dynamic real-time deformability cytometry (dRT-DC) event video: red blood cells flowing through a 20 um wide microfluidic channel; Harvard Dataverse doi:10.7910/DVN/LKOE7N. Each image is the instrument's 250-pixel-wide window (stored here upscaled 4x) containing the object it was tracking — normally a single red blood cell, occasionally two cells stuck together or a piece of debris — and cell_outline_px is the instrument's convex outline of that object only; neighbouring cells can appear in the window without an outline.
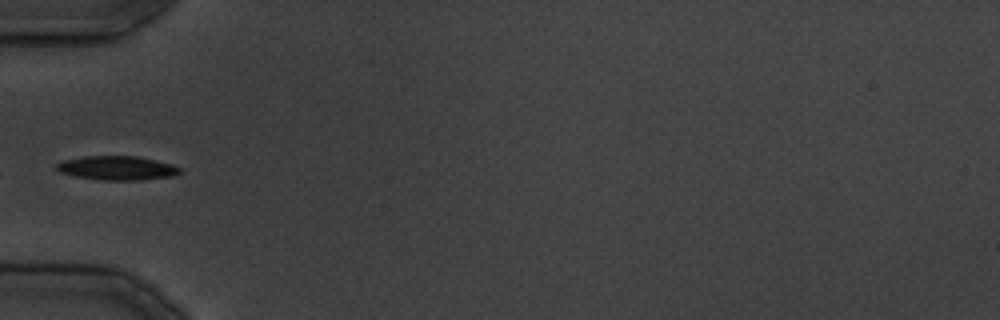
{"species": "common noctule bat (a hibernating species)", "species_latin": "Nyctalus noctula", "temperature_condition": "cold", "stored_images_in_passage": 20, "camera_frame_rate_fps": 3000, "um_per_image_px": 0.085, "animal": {"sex": "male", "body_mass_g": 19.5, "forearm_length_mm": 54.6}, "frame": {"image": 1, "passage_image": 1, "time_ms": 0.0, "image_size_px": [1000, 320], "cell_outline_px": [[180, 172], [172, 176], [140, 180], [100, 180], [76, 176], [60, 172], [56, 168], [56, 164], [64, 160], [84, 156], [136, 156], [156, 160], [172, 164], [180, 168]], "centroid_in_image_um": [9.95, 14.28], "position_along_channel_um": 75.1, "area_um2": 17.17}}